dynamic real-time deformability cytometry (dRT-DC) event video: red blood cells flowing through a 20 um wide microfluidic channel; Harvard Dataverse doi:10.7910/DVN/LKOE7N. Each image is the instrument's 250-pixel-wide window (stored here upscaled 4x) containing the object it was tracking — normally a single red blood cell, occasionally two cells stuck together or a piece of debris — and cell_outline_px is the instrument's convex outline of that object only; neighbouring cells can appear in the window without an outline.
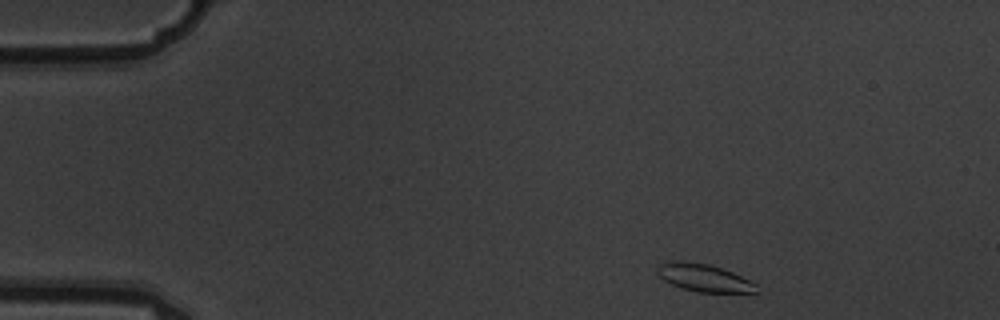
{"species": "common noctule bat (a hibernating species)", "species_latin": "Nyctalus noctula", "temperature_condition": "warm", "stored_images_in_passage": 6, "camera_frame_rate_fps": 3000, "um_per_image_px": 0.085, "animal": {"sex": "male", "body_mass_g": 19.5, "forearm_length_mm": 54.6}, "frame": {"image": 1, "passage_image": 1, "time_ms": 0.0, "image_size_px": [1000, 320], "cell_outline_px": [[756, 292], [696, 292], [672, 284], [664, 280], [656, 272], [656, 268], [660, 264], [676, 260], [684, 260], [708, 264], [732, 272], [756, 284]], "centroid_in_image_um": [59.78, 23.6], "position_along_channel_um": 25.2, "area_um2": 15.66}}
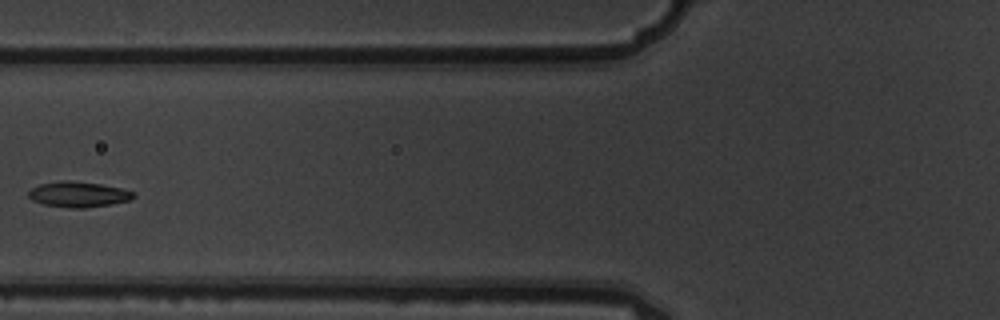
{"frame": {"image": 2, "passage_image": 5, "time_ms": 1.333, "image_size_px": [1000, 320], "cell_outline_px": [[136, 196], [132, 200], [112, 204], [84, 208], [72, 208], [44, 204], [32, 200], [28, 196], [28, 188], [40, 184], [60, 180], [68, 180], [100, 184], [120, 188], [132, 192]], "centroid_in_image_um": [6.63, 16.52], "position_along_channel_um": 119.2, "area_um2": 15.66}}
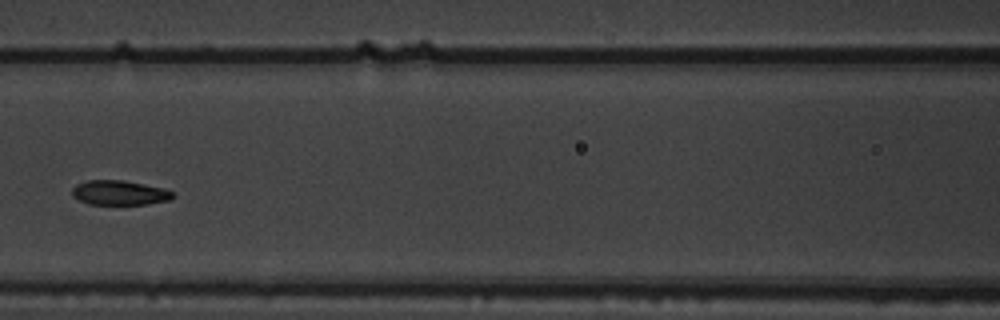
{"frame": {"image": 3, "passage_image": 6, "time_ms": 1.667, "image_size_px": [1000, 320], "cell_outline_px": [[176, 196], [168, 200], [148, 204], [88, 204], [72, 196], [72, 188], [76, 184], [88, 180], [124, 180], [164, 188], [172, 192]], "centroid_in_image_um": [10.15, 16.38], "position_along_channel_um": 156.5, "area_um2": 14.45}}